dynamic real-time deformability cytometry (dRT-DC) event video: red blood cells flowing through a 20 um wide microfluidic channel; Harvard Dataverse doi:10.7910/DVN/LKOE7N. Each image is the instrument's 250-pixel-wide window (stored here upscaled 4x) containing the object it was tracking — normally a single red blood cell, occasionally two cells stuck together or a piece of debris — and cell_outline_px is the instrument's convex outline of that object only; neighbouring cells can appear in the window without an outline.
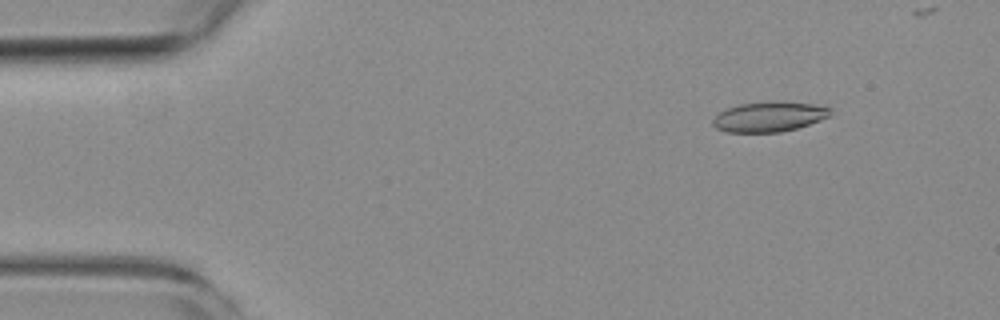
{"species": "common noctule bat (a hibernating species)", "species_latin": "Nyctalus noctula", "temperature_condition": "room temperature", "stored_images_in_passage": 7, "camera_frame_rate_fps": 3000, "um_per_image_px": 0.085, "animal": {"sex": "female", "body_mass_g": 19.3, "forearm_length_mm": 54.1}, "frame": {"image": 1, "passage_image": 2, "time_ms": 1.0, "image_size_px": [1000, 320], "cell_outline_px": [[832, 112], [828, 116], [820, 120], [796, 128], [780, 132], [724, 132], [716, 128], [712, 124], [712, 120], [720, 112], [728, 108], [740, 104], [776, 100], [812, 104], [832, 108]], "centroid_in_image_um": [65.37, 9.91], "position_along_channel_um": 19.6, "area_um2": 20.58}}
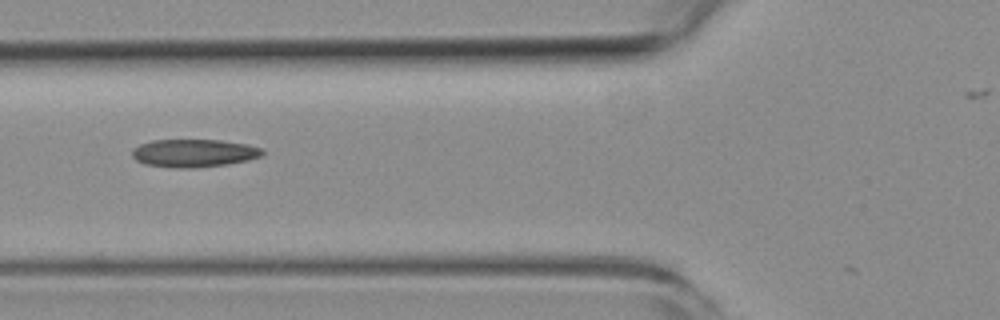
{"frame": {"image": 2, "passage_image": 6, "time_ms": 5.667, "image_size_px": [1000, 320], "cell_outline_px": [[264, 152], [260, 156], [248, 160], [228, 164], [196, 168], [172, 168], [144, 164], [136, 160], [132, 156], [132, 148], [140, 144], [152, 140], [220, 140], [248, 144], [260, 148]], "centroid_in_image_um": [16.45, 13.02], "position_along_channel_um": 109.4, "area_um2": 21.33}}
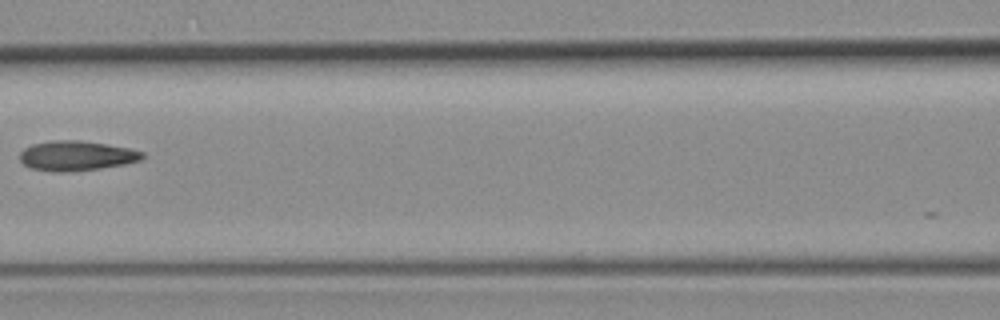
{"frame": {"image": 3, "passage_image": 7, "time_ms": 7.0, "image_size_px": [1000, 320], "cell_outline_px": [[144, 156], [140, 160], [124, 164], [100, 168], [72, 172], [52, 172], [28, 168], [20, 160], [20, 152], [24, 148], [32, 144], [52, 140], [80, 140], [128, 148], [144, 152]], "centroid_in_image_um": [6.45, 13.25], "position_along_channel_um": 160.2, "area_um2": 21.39}}